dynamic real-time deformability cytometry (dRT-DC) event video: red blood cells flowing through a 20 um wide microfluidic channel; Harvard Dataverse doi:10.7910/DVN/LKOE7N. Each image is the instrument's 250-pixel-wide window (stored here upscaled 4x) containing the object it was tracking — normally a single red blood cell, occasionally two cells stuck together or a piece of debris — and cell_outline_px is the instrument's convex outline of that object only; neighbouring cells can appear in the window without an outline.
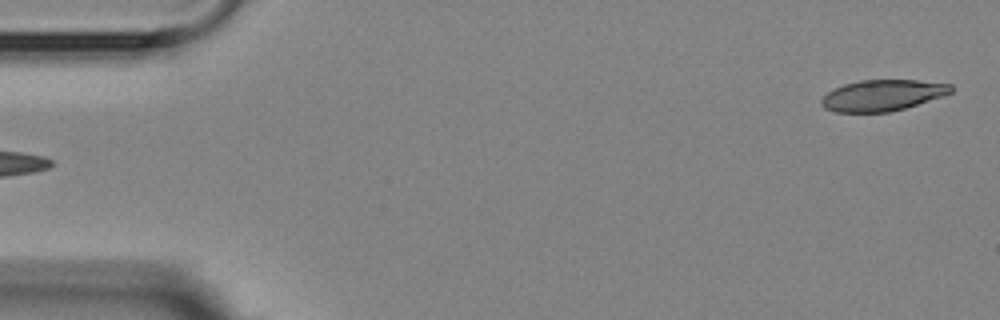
{"species": "Egyptian fruit bat (a non-hibernating species)", "species_latin": "Rousettus aegyptiacus", "temperature_condition": "room temperature", "stored_images_in_passage": 5, "segment_of_instrument_passage": [2, 2], "camera_frame_rate_fps": 3000, "um_per_image_px": 0.085, "animal": {"sex": "female"}, "frame": {"image": 1, "passage_image": 5, "time_ms": 4.333, "image_size_px": [1000, 320], "cell_outline_px": [[952, 92], [904, 108], [888, 112], [836, 112], [824, 108], [820, 104], [820, 100], [828, 92], [844, 84], [860, 80], [916, 80], [952, 84]], "centroid_in_image_um": [74.97, 8.1], "position_along_channel_um": 10.0, "area_um2": 23.18}}